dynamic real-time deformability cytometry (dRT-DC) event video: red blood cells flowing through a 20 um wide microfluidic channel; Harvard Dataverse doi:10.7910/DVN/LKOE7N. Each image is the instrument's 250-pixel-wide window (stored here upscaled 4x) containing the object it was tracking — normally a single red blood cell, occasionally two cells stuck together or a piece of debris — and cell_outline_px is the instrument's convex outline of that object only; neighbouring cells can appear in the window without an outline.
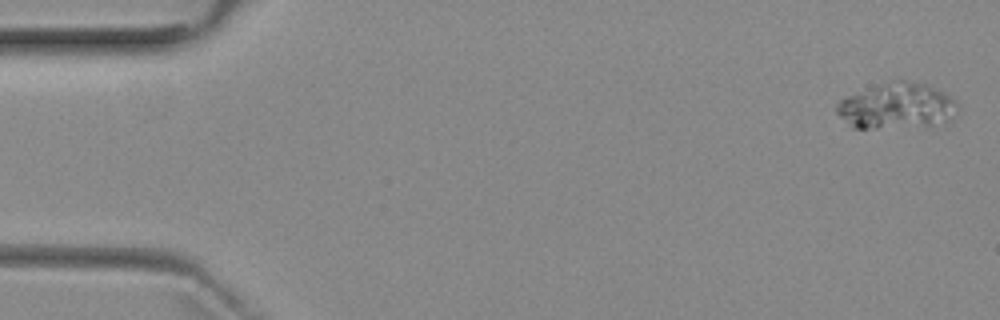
{"species": "common noctule bat (a hibernating species)", "species_latin": "Nyctalus noctula", "temperature_condition": "room temperature", "stored_images_in_passage": 7, "segment_of_instrument_passage": [1, 2], "camera_frame_rate_fps": 3000, "um_per_image_px": 0.085, "animal": {"sex": "female", "body_mass_g": 29.2, "forearm_length_mm": 56.3}, "frame": {"image": 1, "passage_image": 1, "time_ms": 0.0, "image_size_px": [1000, 320], "cell_outline_px": [[956, 104], [948, 120], [944, 124], [928, 128], [852, 128], [836, 112], [836, 104], [840, 100], [848, 96], [880, 84], [896, 80], [904, 80], [928, 84], [944, 92], [956, 100]], "centroid_in_image_um": [76.24, 9.05], "position_along_channel_um": 8.8, "area_um2": 32.48}}